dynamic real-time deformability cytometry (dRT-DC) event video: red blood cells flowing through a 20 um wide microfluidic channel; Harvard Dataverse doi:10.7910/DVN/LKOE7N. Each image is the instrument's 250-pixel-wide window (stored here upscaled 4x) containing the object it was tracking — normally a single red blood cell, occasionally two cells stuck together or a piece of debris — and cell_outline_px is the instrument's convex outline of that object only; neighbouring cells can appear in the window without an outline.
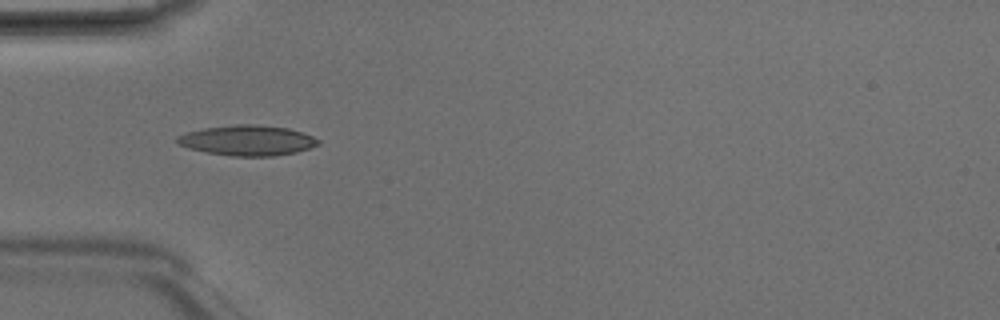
{"species": "Egyptian fruit bat (a non-hibernating species)", "species_latin": "Rousettus aegyptiacus", "temperature_condition": "room temperature", "stored_images_in_passage": 6, "camera_frame_rate_fps": 3000, "um_per_image_px": 0.085, "animal": {"sex": "male"}, "frame": {"image": 1, "passage_image": 5, "time_ms": 1.333, "image_size_px": [1000, 320], "cell_outline_px": [[320, 144], [296, 152], [272, 156], [232, 156], [208, 152], [188, 148], [176, 144], [176, 136], [188, 132], [204, 128], [236, 124], [256, 124], [288, 128], [312, 136], [320, 140]], "centroid_in_image_um": [21.01, 11.93], "position_along_channel_um": 64.0, "area_um2": 24.8}}